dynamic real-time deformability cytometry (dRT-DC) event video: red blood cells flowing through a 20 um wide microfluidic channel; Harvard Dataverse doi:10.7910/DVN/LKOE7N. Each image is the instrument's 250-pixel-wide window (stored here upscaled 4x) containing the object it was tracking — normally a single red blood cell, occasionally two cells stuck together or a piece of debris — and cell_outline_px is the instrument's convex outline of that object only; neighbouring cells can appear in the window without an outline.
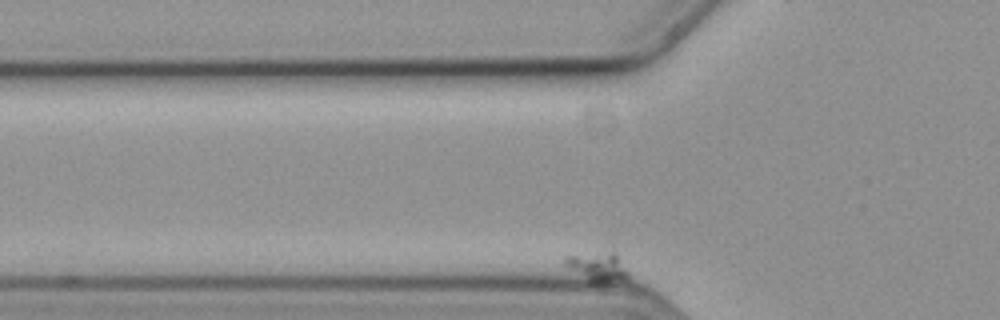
{"species": "common noctule bat (a hibernating species)", "species_latin": "Nyctalus noctula", "temperature_condition": "cold", "stored_images_in_passage": 40, "camera_frame_rate_fps": 3000, "um_per_image_px": 0.085, "animal": {"sex": "female", "body_mass_g": 19.3, "forearm_length_mm": 54.1}, "frame": {"image": 1, "passage_image": 2, "time_ms": 0.333, "image_size_px": [1000, 320], "cell_outline_px": [[628, 280], [604, 284], [588, 284], [564, 264], [564, 256], [612, 252], [616, 252], [628, 272]], "centroid_in_image_um": [50.81, 22.76], "position_along_channel_um": 75.0, "area_um2": 11.16}}
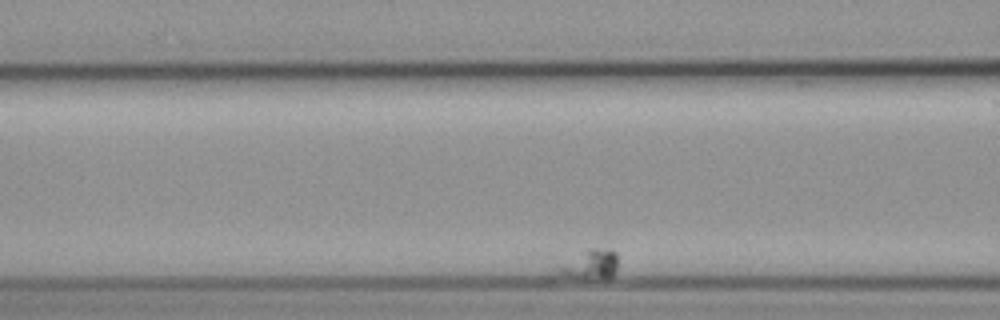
{"frame": {"image": 2, "passage_image": 10, "time_ms": 3.0, "image_size_px": [1000, 320], "cell_outline_px": [[616, 272], [608, 280], [580, 280], [564, 276], [556, 268], [588, 248], [608, 248], [616, 252]], "centroid_in_image_um": [50.23, 22.53], "position_along_channel_um": 116.4, "area_um2": 10.52}}
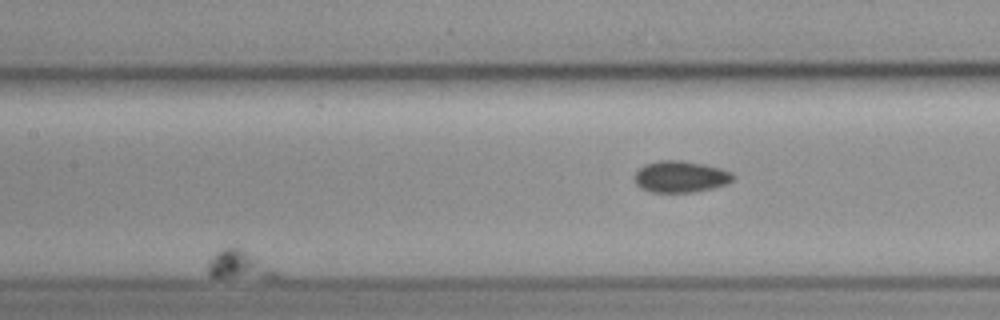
{"frame": {"image": 3, "passage_image": 22, "time_ms": 7.0, "image_size_px": [1000, 320], "cell_outline_px": [[280, 276], [276, 280], [272, 280], [208, 276], [208, 264], [212, 256], [220, 248], [240, 248], [280, 272]], "centroid_in_image_um": [20.39, 22.58], "position_along_channel_um": 187.0, "area_um2": 11.62}}